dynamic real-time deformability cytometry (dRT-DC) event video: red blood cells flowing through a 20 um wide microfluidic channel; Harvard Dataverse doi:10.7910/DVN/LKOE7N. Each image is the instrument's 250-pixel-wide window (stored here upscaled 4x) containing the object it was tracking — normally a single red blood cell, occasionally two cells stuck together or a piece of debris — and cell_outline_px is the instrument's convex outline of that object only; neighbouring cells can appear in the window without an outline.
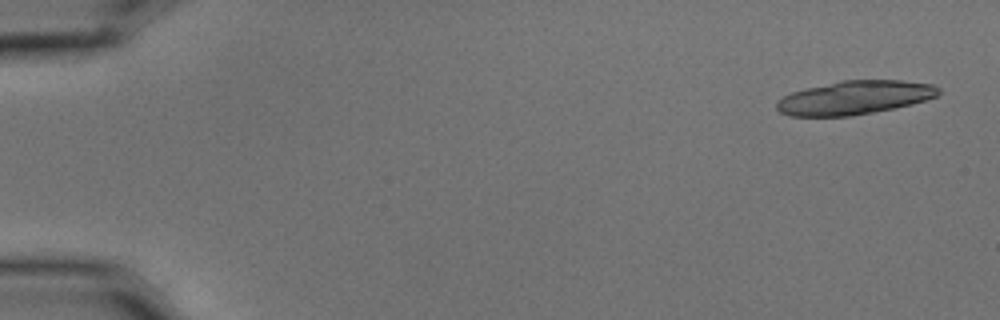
{"species": "common noctule bat (a hibernating species)", "species_latin": "Nyctalus noctula", "temperature_condition": "cold", "stored_images_in_passage": 5, "camera_frame_rate_fps": 3000, "um_per_image_px": 0.085, "animal": {"sex": "male", "body_mass_g": 15.6}, "frame": {"image": 1, "passage_image": 1, "time_ms": 0.0, "image_size_px": [1000, 320], "cell_outline_px": [[940, 92], [936, 96], [912, 104], [872, 112], [848, 116], [788, 116], [780, 112], [776, 108], [776, 100], [792, 92], [840, 80], [900, 80], [932, 84], [940, 88]], "centroid_in_image_um": [72.62, 8.29], "position_along_channel_um": 12.4, "area_um2": 31.56}}